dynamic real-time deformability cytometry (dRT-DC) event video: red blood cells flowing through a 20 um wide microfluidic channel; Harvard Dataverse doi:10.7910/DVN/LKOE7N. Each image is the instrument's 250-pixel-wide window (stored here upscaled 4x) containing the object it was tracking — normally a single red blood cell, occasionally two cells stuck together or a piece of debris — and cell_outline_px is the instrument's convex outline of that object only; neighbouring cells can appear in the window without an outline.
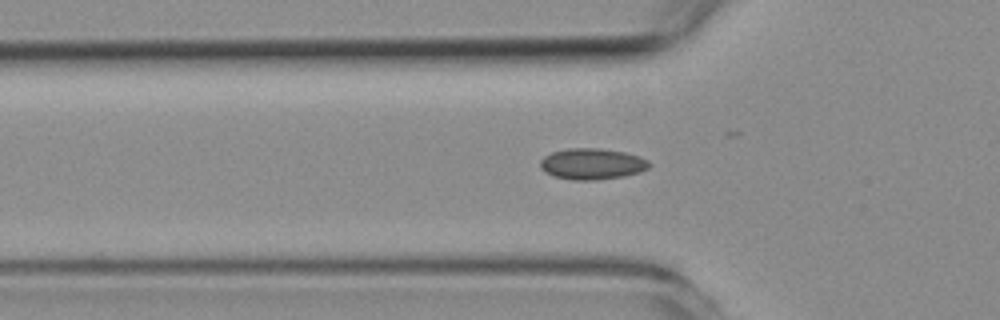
{"species": "common noctule bat (a hibernating species)", "species_latin": "Nyctalus noctula", "temperature_condition": "room temperature", "stored_images_in_passage": 43, "camera_frame_rate_fps": 3000, "um_per_image_px": 0.085, "animal": {"sex": "female", "body_mass_g": 19.3, "forearm_length_mm": 54.1}, "frame": {"image": 1, "passage_image": 6, "time_ms": 1.667, "image_size_px": [1000, 320], "cell_outline_px": [[652, 164], [648, 168], [624, 176], [596, 180], [572, 180], [552, 176], [544, 172], [540, 168], [540, 160], [544, 156], [552, 152], [568, 148], [600, 148], [624, 152], [640, 156], [648, 160]], "centroid_in_image_um": [50.29, 13.93], "position_along_channel_um": 75.5, "area_um2": 19.88}}
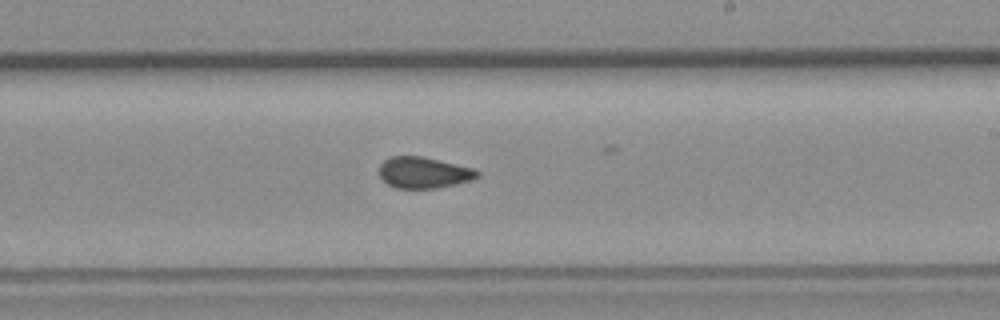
{"frame": {"image": 2, "passage_image": 20, "time_ms": 6.333, "image_size_px": [1000, 320], "cell_outline_px": [[480, 176], [472, 180], [436, 188], [396, 188], [388, 184], [380, 176], [380, 164], [384, 160], [392, 156], [420, 156], [472, 168], [480, 172]], "centroid_in_image_um": [36.01, 14.67], "position_along_channel_um": 253.0, "area_um2": 17.57}}
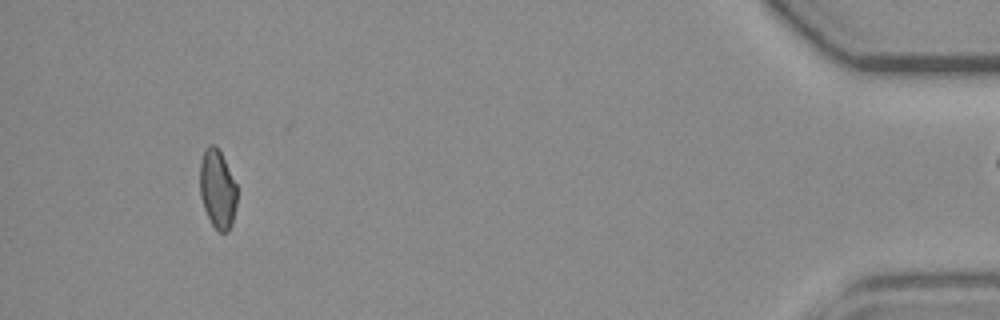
{"frame": {"image": 3, "passage_image": 39, "time_ms": 12.667, "image_size_px": [1000, 320], "cell_outline_px": [[236, 204], [232, 224], [228, 232], [220, 232], [212, 224], [204, 208], [200, 196], [200, 160], [204, 152], [212, 144], [220, 152], [236, 184]], "centroid_in_image_um": [18.48, 16.11], "position_along_channel_um": 416.7, "area_um2": 16.65}, "authors_computed_cell_mechanics": {"area_um2": 18.207, "velocity_mm_per_s": 3.7887, "shape_relaxation_time_tau1_ms": null, "shape_relaxation_time_tau2_ms": 1.6549, "deformation_change_tau1": null, "deformation_change_tau2": 0.0668}}